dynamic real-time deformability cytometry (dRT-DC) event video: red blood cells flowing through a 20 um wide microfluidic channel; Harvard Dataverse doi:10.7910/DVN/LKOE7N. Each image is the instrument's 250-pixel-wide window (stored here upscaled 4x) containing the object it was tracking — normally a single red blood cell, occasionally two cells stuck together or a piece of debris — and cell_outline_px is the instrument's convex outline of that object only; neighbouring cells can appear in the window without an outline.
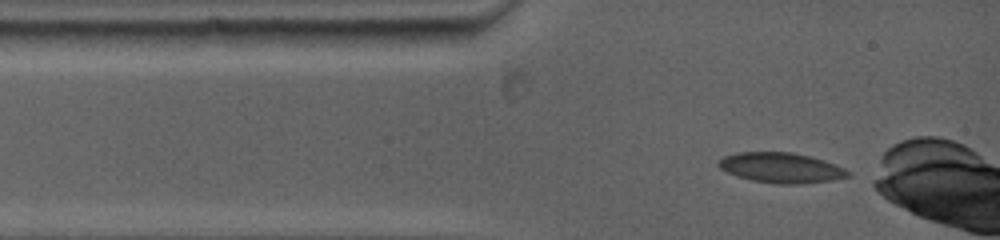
{"species": "common noctule bat (a hibernating species)", "species_latin": "Nyctalus noctula", "temperature_condition": "warm", "stored_images_in_passage": 6, "camera_frame_rate_fps": 5000, "um_per_image_px": 0.085, "animal": {"sex": "female", "body_mass_g": 19.0, "forearm_length_mm": 53.3}, "frame": {"image": 1, "passage_image": 1, "time_ms": 0.0, "image_size_px": [1000, 240], "cell_outline_px": [[852, 176], [832, 180], [804, 184], [776, 184], [752, 180], [736, 176], [720, 168], [716, 164], [724, 156], [736, 152], [792, 152], [824, 160], [844, 168], [852, 172]], "centroid_in_image_um": [66.42, 14.27], "position_along_channel_um": 18.6, "area_um2": 22.89}}
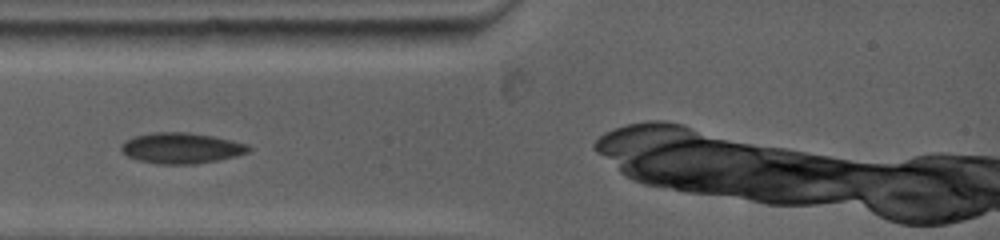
{"frame": {"image": 2, "passage_image": 5, "time_ms": 1.8, "image_size_px": [1000, 240], "cell_outline_px": [[252, 148], [248, 152], [236, 156], [196, 164], [160, 164], [140, 160], [128, 156], [120, 148], [120, 144], [132, 136], [152, 132], [188, 132], [212, 136], [232, 140], [248, 144]], "centroid_in_image_um": [15.41, 12.57], "position_along_channel_um": 69.6, "area_um2": 22.83}}